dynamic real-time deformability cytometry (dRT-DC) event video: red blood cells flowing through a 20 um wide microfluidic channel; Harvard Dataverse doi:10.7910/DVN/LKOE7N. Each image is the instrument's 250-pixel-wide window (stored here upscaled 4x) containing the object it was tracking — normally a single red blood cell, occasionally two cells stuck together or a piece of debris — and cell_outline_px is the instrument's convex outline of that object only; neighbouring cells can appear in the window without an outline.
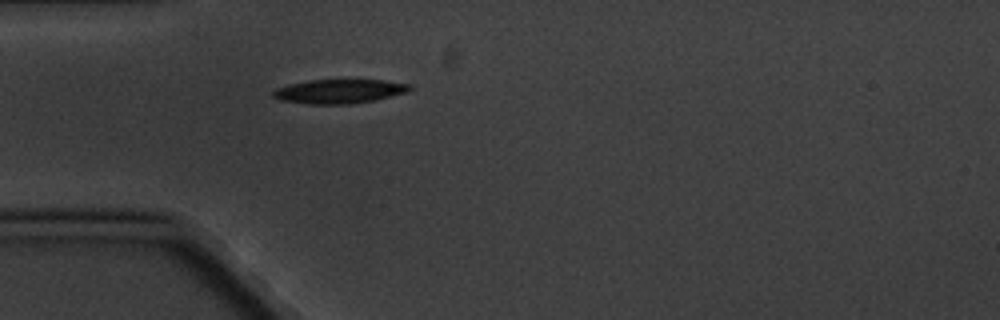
{"species": "common noctule bat (a hibernating species)", "species_latin": "Nyctalus noctula", "temperature_condition": "cold", "stored_images_in_passage": 1, "camera_frame_rate_fps": 3000, "um_per_image_px": 0.085, "animal": {"sex": "male", "body_mass_g": 20.1, "forearm_length_mm": 53.5}, "frame": {"image": 1, "passage_image": 1, "time_ms": 0.0, "image_size_px": [1000, 320], "cell_outline_px": [[412, 88], [408, 92], [376, 100], [348, 104], [304, 104], [280, 100], [272, 96], [272, 92], [276, 88], [288, 84], [308, 80], [384, 80], [412, 84]], "centroid_in_image_um": [28.84, 7.76], "position_along_channel_um": 56.2, "area_um2": 19.42}}